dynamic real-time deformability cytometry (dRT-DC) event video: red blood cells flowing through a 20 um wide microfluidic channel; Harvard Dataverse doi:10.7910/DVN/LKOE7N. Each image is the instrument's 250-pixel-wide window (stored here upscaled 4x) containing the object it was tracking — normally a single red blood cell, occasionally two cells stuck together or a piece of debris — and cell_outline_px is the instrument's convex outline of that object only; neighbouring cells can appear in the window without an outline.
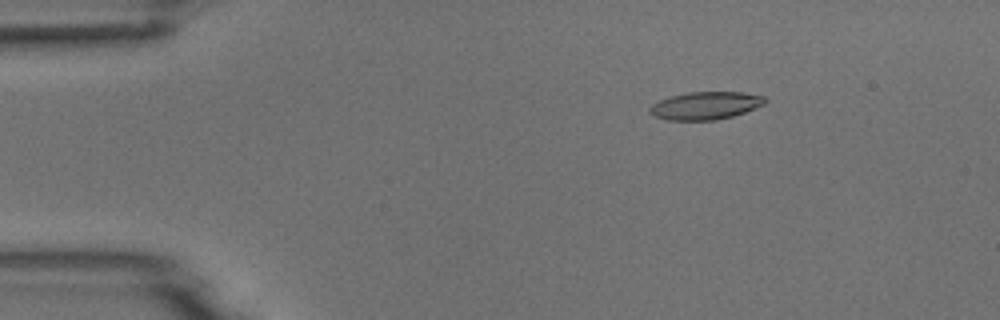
{"species": "common noctule bat (a hibernating species)", "species_latin": "Nyctalus noctula", "temperature_condition": "room temperature", "stored_images_in_passage": 5, "camera_frame_rate_fps": 3000, "um_per_image_px": 0.085, "animal": {"sex": "male", "body_mass_g": 18.8}, "frame": {"image": 1, "passage_image": 2, "time_ms": 1.0, "image_size_px": [1000, 320], "cell_outline_px": [[768, 100], [764, 104], [744, 112], [732, 116], [716, 120], [668, 120], [652, 116], [648, 112], [648, 108], [652, 104], [660, 100], [672, 96], [688, 92], [740, 92], [764, 96]], "centroid_in_image_um": [59.93, 8.98], "position_along_channel_um": 25.1, "area_um2": 18.61}}